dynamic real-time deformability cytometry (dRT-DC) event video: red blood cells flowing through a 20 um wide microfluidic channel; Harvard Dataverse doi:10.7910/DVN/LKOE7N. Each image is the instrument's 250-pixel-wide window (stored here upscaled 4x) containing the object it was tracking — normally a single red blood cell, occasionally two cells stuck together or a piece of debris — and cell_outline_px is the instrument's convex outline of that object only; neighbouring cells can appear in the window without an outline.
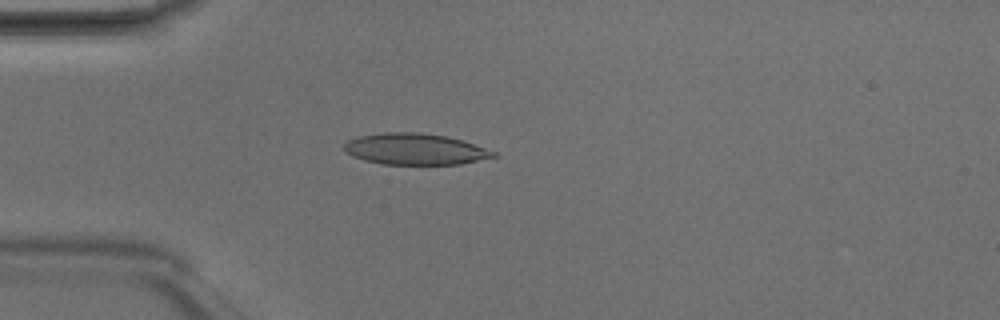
{"species": "Egyptian fruit bat (a non-hibernating species)", "species_latin": "Rousettus aegyptiacus", "temperature_condition": "room temperature", "stored_images_in_passage": 3, "camera_frame_rate_fps": 3000, "um_per_image_px": 0.085, "animal": {"sex": "male"}, "frame": {"image": 1, "passage_image": 3, "time_ms": 0.667, "image_size_px": [1000, 320], "cell_outline_px": [[496, 156], [460, 164], [384, 164], [364, 160], [352, 156], [344, 152], [344, 144], [348, 140], [360, 136], [384, 132], [420, 132], [448, 136], [496, 152]], "centroid_in_image_um": [35.23, 12.67], "position_along_channel_um": 49.8, "area_um2": 26.99}}